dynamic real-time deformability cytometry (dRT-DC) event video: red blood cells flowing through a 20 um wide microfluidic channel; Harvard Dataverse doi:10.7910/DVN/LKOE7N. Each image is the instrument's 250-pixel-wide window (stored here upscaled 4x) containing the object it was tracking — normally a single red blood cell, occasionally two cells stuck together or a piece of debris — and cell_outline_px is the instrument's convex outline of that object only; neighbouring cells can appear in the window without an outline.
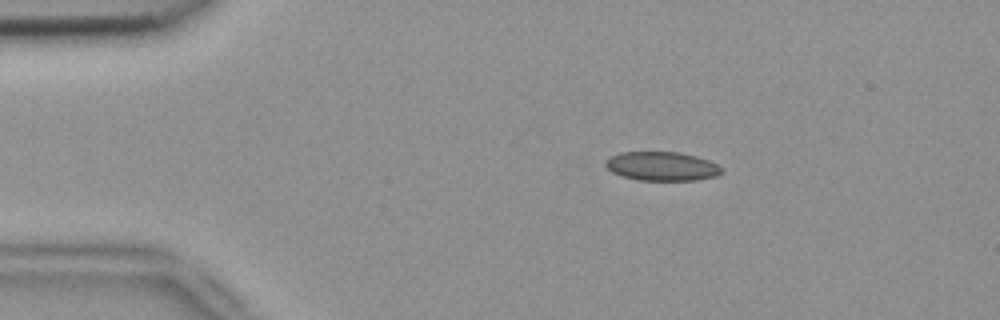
{"species": "common noctule bat (a hibernating species)", "species_latin": "Nyctalus noctula", "temperature_condition": "room temperature", "stored_images_in_passage": 48, "camera_frame_rate_fps": 3000, "um_per_image_px": 0.085, "animal": {"sex": "female", "body_mass_g": 18.4}, "frame": {"image": 1, "passage_image": 5, "time_ms": 1.333, "image_size_px": [1000, 320], "cell_outline_px": [[724, 172], [716, 176], [696, 180], [636, 180], [620, 176], [612, 172], [604, 164], [604, 160], [620, 152], [680, 152], [696, 156], [708, 160], [724, 168]], "centroid_in_image_um": [56.26, 14.13], "position_along_channel_um": 28.7, "area_um2": 19.77}}
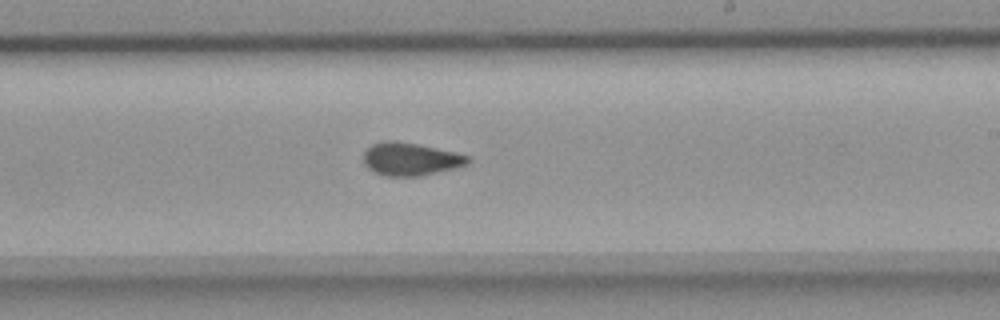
{"frame": {"image": 2, "passage_image": 27, "time_ms": 8.667, "image_size_px": [1000, 320], "cell_outline_px": [[472, 160], [468, 164], [456, 168], [420, 176], [384, 176], [368, 168], [364, 164], [364, 152], [372, 144], [384, 140], [392, 140], [420, 144], [456, 152], [468, 156]], "centroid_in_image_um": [34.92, 13.51], "position_along_channel_um": 254.1, "area_um2": 20.17}}
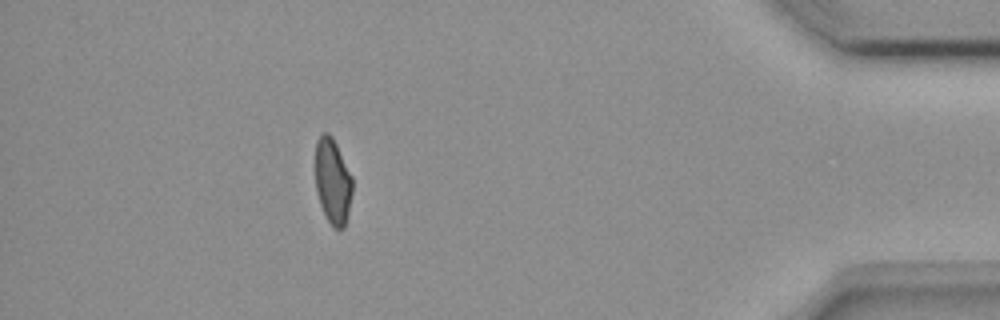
{"frame": {"image": 3, "passage_image": 43, "time_ms": 14.0, "image_size_px": [1000, 320], "cell_outline_px": [[352, 192], [348, 212], [344, 228], [332, 228], [320, 204], [316, 188], [316, 140], [324, 132], [328, 132], [332, 136], [352, 176]], "centroid_in_image_um": [28.28, 15.4], "position_along_channel_um": 406.9, "area_um2": 18.26}, "authors_computed_cell_mechanics": {"area_um2": 19.8254, "velocity_mm_per_s": 3.8345, "shape_relaxation_time_tau1_ms": null, "shape_relaxation_time_tau2_ms": 2.0423, "deformation_change_tau1": null, "deformation_change_tau2": 0.0725}}